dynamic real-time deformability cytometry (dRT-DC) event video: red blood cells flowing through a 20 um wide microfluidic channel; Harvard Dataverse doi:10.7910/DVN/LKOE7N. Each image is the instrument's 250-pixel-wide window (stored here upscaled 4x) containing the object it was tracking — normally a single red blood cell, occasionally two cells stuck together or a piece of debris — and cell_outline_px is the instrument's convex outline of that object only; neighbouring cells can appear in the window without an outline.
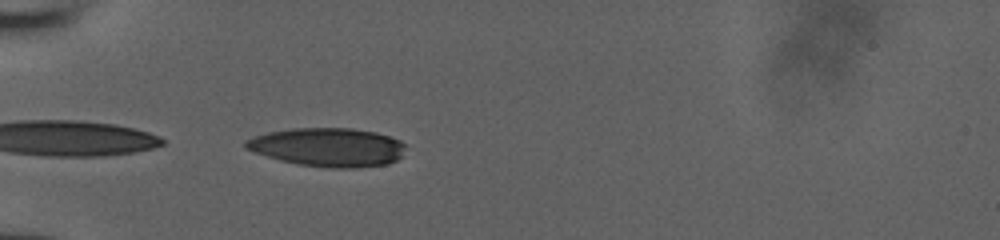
{"species": "human", "species_latin": "Homo sapiens", "temperature_condition": "room temperature", "stored_images_in_passage": 33, "camera_frame_rate_fps": 3000, "um_per_image_px": 0.085, "donor": {"sex": "male"}, "frame": {"image": 1, "passage_image": 1, "time_ms": 0.0, "image_size_px": [1000, 240], "cell_outline_px": [[404, 148], [400, 156], [396, 160], [388, 164], [352, 168], [332, 168], [300, 164], [280, 160], [244, 148], [244, 140], [268, 132], [292, 128], [352, 128], [376, 132], [400, 140], [404, 144]], "centroid_in_image_um": [27.87, 12.5], "position_along_channel_um": 57.1, "area_um2": 35.78}}
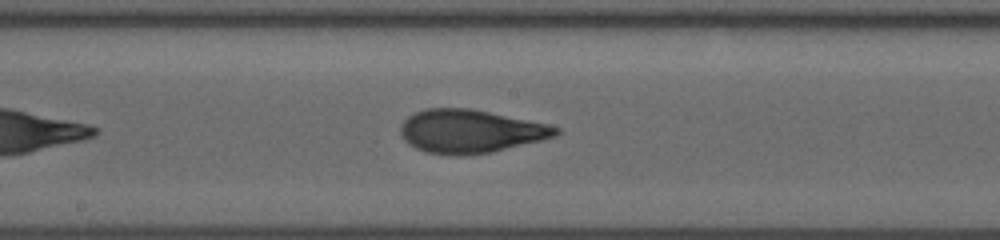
{"frame": {"image": 2, "passage_image": 13, "time_ms": 4.0, "image_size_px": [1000, 240], "cell_outline_px": [[560, 132], [556, 136], [492, 152], [424, 152], [408, 144], [404, 140], [400, 132], [400, 124], [408, 116], [424, 108], [472, 108], [548, 124], [560, 128]], "centroid_in_image_um": [39.97, 11.1], "position_along_channel_um": 208.2, "area_um2": 38.32}}
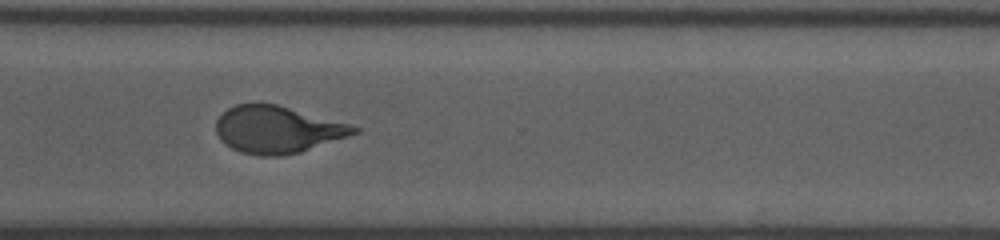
{"frame": {"image": 3, "passage_image": 23, "time_ms": 7.333, "image_size_px": [1000, 240], "cell_outline_px": [[360, 132], [300, 152], [280, 156], [260, 156], [240, 152], [232, 148], [220, 140], [216, 132], [216, 120], [228, 108], [236, 104], [256, 100], [276, 104], [348, 124], [360, 128]], "centroid_in_image_um": [23.52, 10.99], "position_along_channel_um": 347.1, "area_um2": 37.97}}